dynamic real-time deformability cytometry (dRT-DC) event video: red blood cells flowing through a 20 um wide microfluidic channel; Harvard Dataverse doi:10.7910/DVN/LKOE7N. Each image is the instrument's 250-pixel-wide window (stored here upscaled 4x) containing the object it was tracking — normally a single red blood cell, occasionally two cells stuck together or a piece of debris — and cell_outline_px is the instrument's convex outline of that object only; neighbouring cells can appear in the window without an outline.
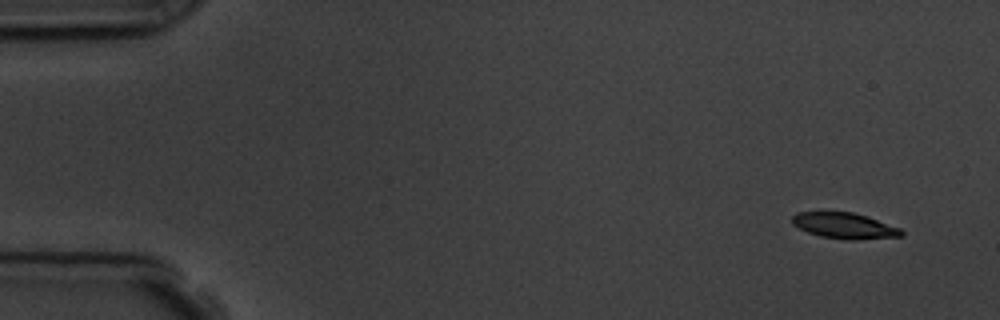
{"species": "common noctule bat (a hibernating species)", "species_latin": "Nyctalus noctula", "temperature_condition": "room temperature", "stored_images_in_passage": 5, "camera_frame_rate_fps": 3000, "um_per_image_px": 0.085, "animal": {"sex": "male", "body_mass_g": 19.5, "forearm_length_mm": 54.6}, "frame": {"image": 1, "passage_image": 1, "time_ms": 0.0, "image_size_px": [1000, 320], "cell_outline_px": [[904, 236], [856, 240], [844, 240], [820, 236], [808, 232], [792, 224], [792, 216], [796, 212], [852, 212], [868, 216], [900, 228], [904, 232]], "centroid_in_image_um": [71.8, 19.19], "position_along_channel_um": 13.2, "area_um2": 16.59}}
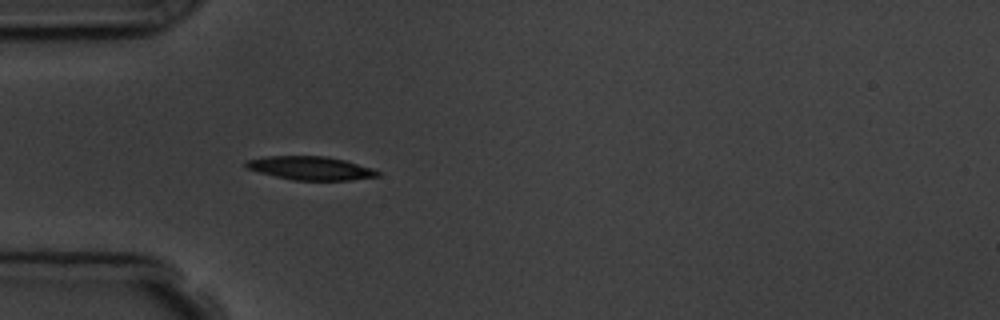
{"frame": {"image": 2, "passage_image": 5, "time_ms": 4.333, "image_size_px": [1000, 320], "cell_outline_px": [[380, 176], [348, 180], [292, 180], [244, 168], [244, 164], [248, 160], [264, 156], [328, 156], [344, 160], [372, 168], [380, 172]], "centroid_in_image_um": [26.38, 14.29], "position_along_channel_um": 58.6, "area_um2": 17.98}}